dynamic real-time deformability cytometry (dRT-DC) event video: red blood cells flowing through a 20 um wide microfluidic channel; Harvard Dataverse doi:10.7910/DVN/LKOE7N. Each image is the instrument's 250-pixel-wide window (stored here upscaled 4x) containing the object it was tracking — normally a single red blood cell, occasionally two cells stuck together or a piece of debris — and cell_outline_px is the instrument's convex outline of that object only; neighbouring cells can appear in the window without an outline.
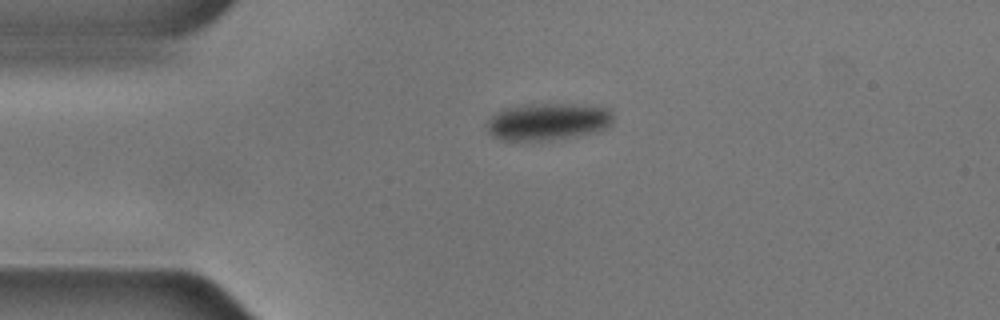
{"species": "common noctule bat (a hibernating species)", "species_latin": "Nyctalus noctula", "temperature_condition": "cold", "stored_images_in_passage": 44, "camera_frame_rate_fps": 3000, "um_per_image_px": 0.085, "animal": {"sex": "male", "body_mass_g": 17.9, "forearm_length_mm": 54.2}, "frame": {"image": 1, "passage_image": 1, "time_ms": 0.0, "image_size_px": [1000, 320], "cell_outline_px": [[612, 120], [604, 128], [596, 132], [572, 136], [540, 140], [500, 140], [492, 136], [488, 132], [488, 120], [492, 116], [508, 108], [528, 104], [552, 104], [604, 108], [612, 116]], "centroid_in_image_um": [46.49, 10.36], "position_along_channel_um": 38.5, "area_um2": 26.13}}
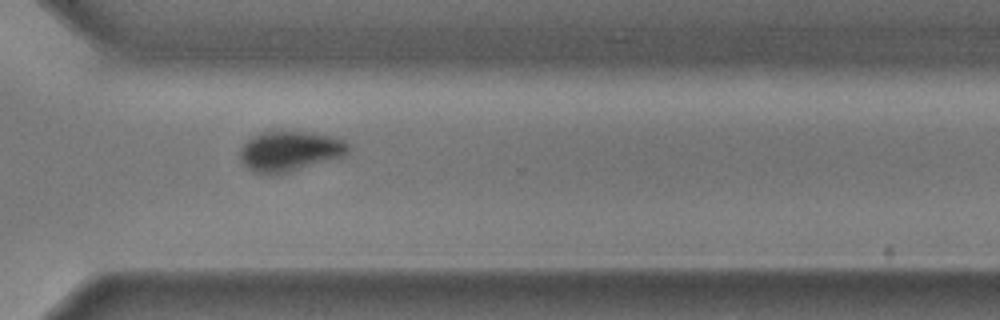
{"frame": {"image": 2, "passage_image": 29, "time_ms": 9.333, "image_size_px": [1000, 320], "cell_outline_px": [[348, 152], [344, 156], [288, 172], [268, 176], [252, 172], [240, 160], [240, 148], [252, 136], [260, 132], [312, 132], [344, 140], [348, 144]], "centroid_in_image_um": [24.59, 12.87], "position_along_channel_um": 346.0, "area_um2": 25.26}}
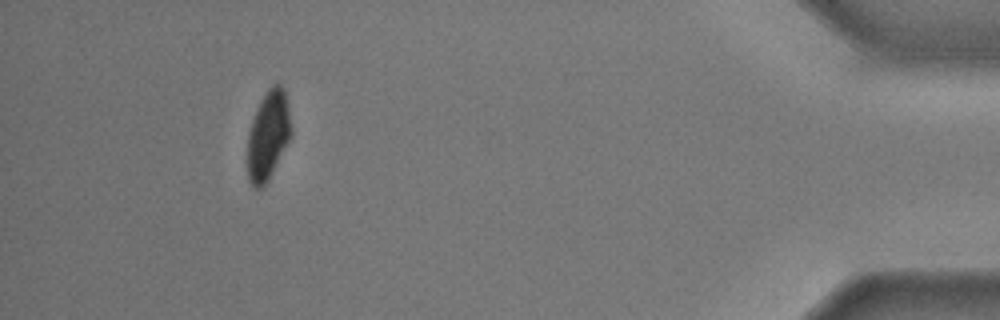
{"frame": {"image": 3, "passage_image": 40, "time_ms": 13.0, "image_size_px": [1000, 320], "cell_outline_px": [[292, 136], [268, 180], [260, 188], [252, 188], [248, 180], [248, 132], [252, 120], [260, 100], [268, 88], [272, 84], [280, 84], [284, 88], [288, 104], [292, 128]], "centroid_in_image_um": [22.81, 11.49], "position_along_channel_um": 412.4, "area_um2": 22.83}, "authors_computed_cell_mechanics": {"area_um2": 27.8596, "velocity_mm_per_s": 3.5689, "shape_relaxation_time_tau1_ms": 2.7397, "shape_relaxation_time_tau2_ms": null, "deformation_change_tau1": 0.0747, "deformation_change_tau2": null}}